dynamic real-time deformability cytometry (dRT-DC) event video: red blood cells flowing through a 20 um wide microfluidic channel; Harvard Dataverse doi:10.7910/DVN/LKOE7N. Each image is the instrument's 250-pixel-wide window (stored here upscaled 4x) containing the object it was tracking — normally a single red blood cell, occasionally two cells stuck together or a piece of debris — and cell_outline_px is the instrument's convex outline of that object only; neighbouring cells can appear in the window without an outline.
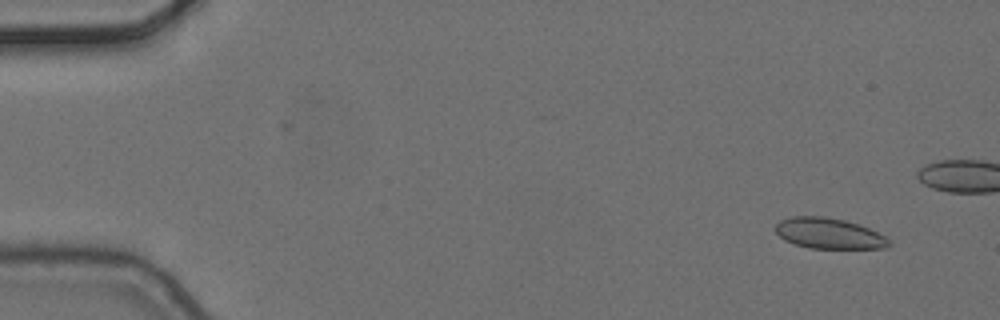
{"species": "common noctule bat (a hibernating species)", "species_latin": "Nyctalus noctula", "temperature_condition": "cold", "stored_images_in_passage": 5, "camera_frame_rate_fps": 3000, "um_per_image_px": 0.085, "animal": {"sex": "female", "body_mass_g": 24.6, "forearm_length_mm": 56.2}, "frame": {"image": 1, "passage_image": 1, "time_ms": 0.0, "image_size_px": [1000, 320], "cell_outline_px": [[892, 244], [884, 248], [808, 248], [784, 240], [776, 232], [776, 224], [780, 220], [792, 216], [824, 216], [844, 220], [868, 228], [884, 236]], "centroid_in_image_um": [70.43, 19.84], "position_along_channel_um": 14.6, "area_um2": 20.06}}
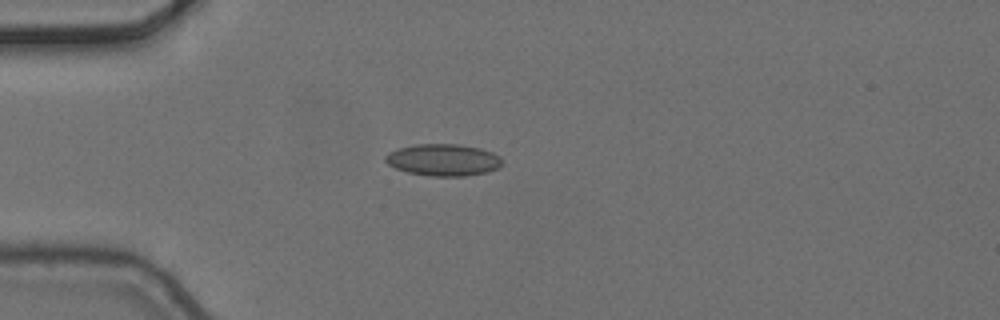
{"frame": {"image": 2, "passage_image": 5, "time_ms": 1.333, "image_size_px": [1000, 320], "cell_outline_px": [[504, 160], [500, 168], [488, 172], [464, 176], [432, 176], [408, 172], [396, 168], [388, 164], [384, 160], [384, 156], [388, 152], [396, 148], [416, 144], [456, 144], [480, 148], [492, 152], [500, 156]], "centroid_in_image_um": [37.69, 13.59], "position_along_channel_um": 47.3, "area_um2": 21.91}}